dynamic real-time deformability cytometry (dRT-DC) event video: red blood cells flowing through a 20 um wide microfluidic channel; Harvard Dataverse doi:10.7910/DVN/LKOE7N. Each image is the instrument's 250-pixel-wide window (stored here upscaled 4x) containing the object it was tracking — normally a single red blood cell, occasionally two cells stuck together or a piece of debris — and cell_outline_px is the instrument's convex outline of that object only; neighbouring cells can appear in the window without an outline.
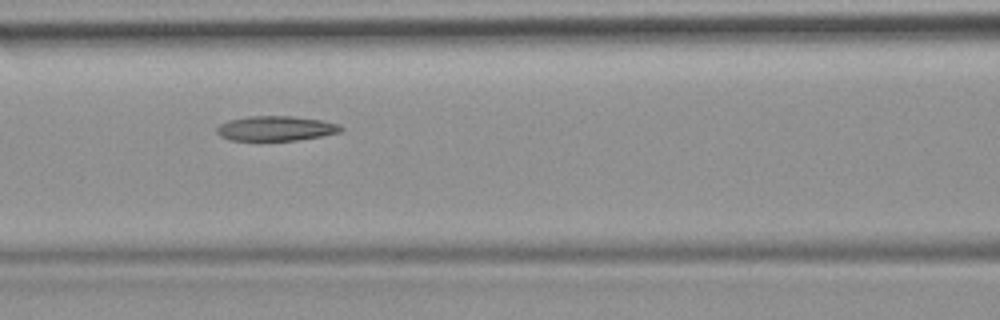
{"species": "common noctule bat (a hibernating species)", "species_latin": "Nyctalus noctula", "temperature_condition": "room temperature", "stored_images_in_passage": 52, "camera_frame_rate_fps": 3000, "um_per_image_px": 0.085, "animal": {"sex": "female", "body_mass_g": 19.9}, "frame": {"image": 1, "passage_image": 23, "time_ms": 7.333, "image_size_px": [1000, 320], "cell_outline_px": [[344, 128], [340, 132], [320, 136], [296, 140], [228, 140], [220, 136], [216, 132], [216, 128], [220, 124], [228, 120], [248, 116], [292, 116], [320, 120], [340, 124]], "centroid_in_image_um": [23.42, 10.91], "position_along_channel_um": 143.2, "area_um2": 17.92}, "authors_computed_cell_mechanics": {"area_um2": 19.2763, "velocity_mm_per_s": 3.9091, "shape_relaxation_time_tau1_ms": null, "shape_relaxation_time_tau2_ms": 4.3731, "deformation_change_tau1": null, "deformation_change_tau2": 0.1241}}